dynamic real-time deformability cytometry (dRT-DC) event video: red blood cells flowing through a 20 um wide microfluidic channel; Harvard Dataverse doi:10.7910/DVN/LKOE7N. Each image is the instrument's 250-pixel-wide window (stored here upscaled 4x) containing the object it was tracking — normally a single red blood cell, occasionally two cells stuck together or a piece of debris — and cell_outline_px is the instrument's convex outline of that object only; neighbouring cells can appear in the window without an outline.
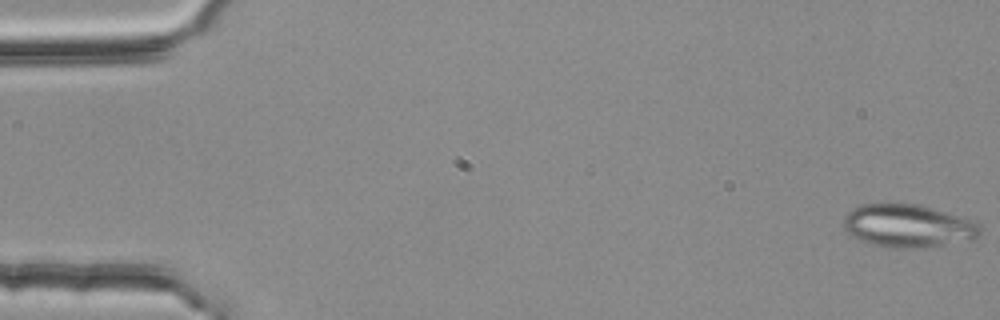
{"species": "common noctule bat (a hibernating species)", "species_latin": "Nyctalus noctula", "temperature_condition": "room temperature", "stored_images_in_passage": 4, "camera_frame_rate_fps": 3000, "um_per_image_px": 0.085, "animal": {"sex": "female", "body_mass_g": 25.1}, "frame": {"image": 1, "passage_image": 1, "time_ms": 0.0, "image_size_px": [1000, 320], "cell_outline_px": [[980, 236], [968, 240], [920, 248], [896, 248], [868, 244], [852, 236], [844, 228], [844, 216], [852, 208], [860, 204], [920, 204], [980, 224]], "centroid_in_image_um": [77.12, 19.21], "position_along_channel_um": 7.9, "area_um2": 33.81}}